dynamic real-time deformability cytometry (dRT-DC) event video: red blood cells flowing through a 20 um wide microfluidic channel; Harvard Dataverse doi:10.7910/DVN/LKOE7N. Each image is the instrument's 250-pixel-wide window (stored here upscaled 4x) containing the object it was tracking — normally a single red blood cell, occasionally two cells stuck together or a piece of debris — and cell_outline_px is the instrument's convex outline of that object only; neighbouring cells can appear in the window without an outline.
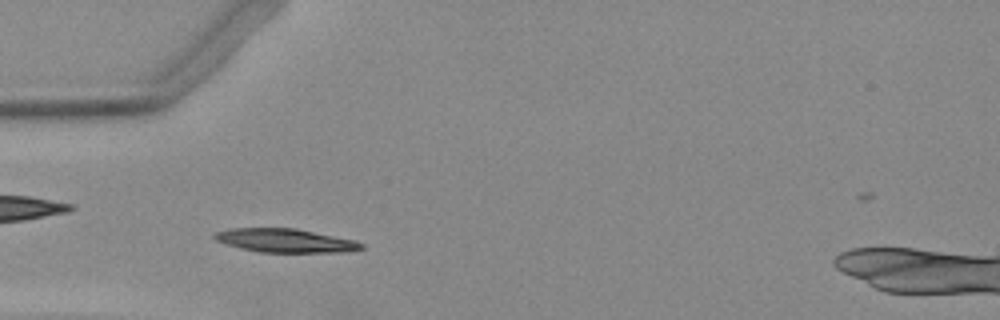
{"species": "Egyptian fruit bat (a non-hibernating species)", "species_latin": "Rousettus aegyptiacus", "temperature_condition": "warm", "stored_images_in_passage": 43, "camera_frame_rate_fps": 3000, "um_per_image_px": 0.085, "animal": {"sex": "female"}, "frame": {"image": 1, "passage_image": 11, "time_ms": 3.333, "image_size_px": [1000, 320], "cell_outline_px": [[364, 248], [348, 252], [260, 252], [240, 248], [216, 240], [212, 236], [216, 232], [232, 228], [296, 228], [356, 240], [364, 244]], "centroid_in_image_um": [24.3, 20.44], "position_along_channel_um": 60.7, "area_um2": 20.23}}
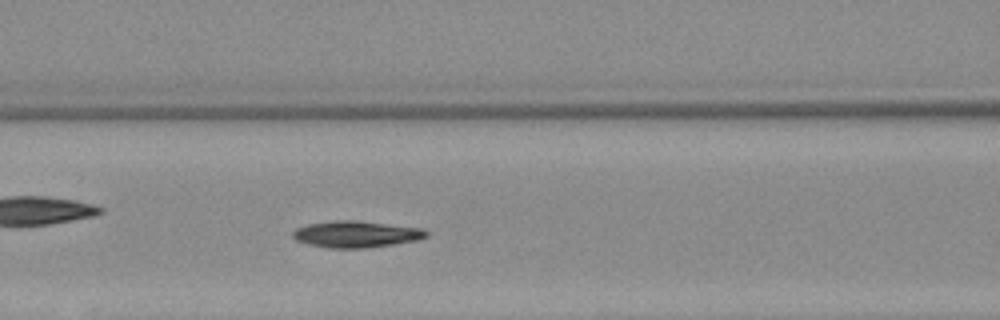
{"frame": {"image": 2, "passage_image": 17, "time_ms": 5.333, "image_size_px": [1000, 320], "cell_outline_px": [[428, 236], [416, 240], [392, 244], [364, 248], [328, 248], [308, 244], [296, 240], [292, 236], [292, 232], [296, 228], [308, 224], [332, 220], [356, 220], [420, 228], [428, 232]], "centroid_in_image_um": [30.22, 19.9], "position_along_channel_um": 136.4, "area_um2": 20.52}}
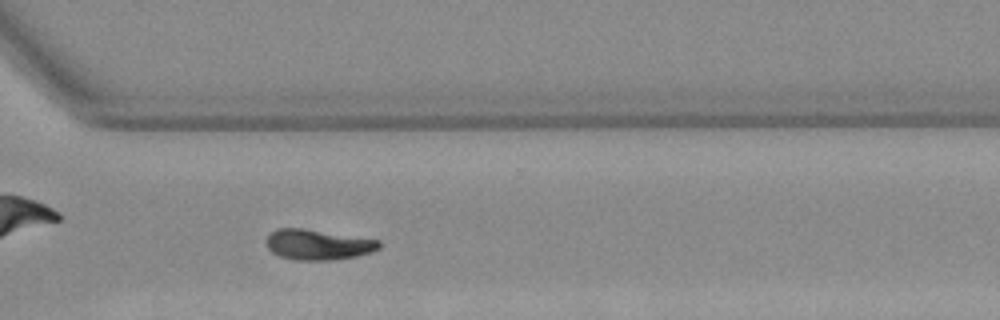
{"frame": {"image": 3, "passage_image": 33, "time_ms": 10.667, "image_size_px": [1000, 320], "cell_outline_px": [[380, 248], [356, 256], [328, 260], [296, 260], [280, 256], [272, 252], [268, 248], [268, 236], [276, 228], [304, 228], [380, 240]], "centroid_in_image_um": [27.02, 20.78], "position_along_channel_um": 343.6, "area_um2": 19.71}}